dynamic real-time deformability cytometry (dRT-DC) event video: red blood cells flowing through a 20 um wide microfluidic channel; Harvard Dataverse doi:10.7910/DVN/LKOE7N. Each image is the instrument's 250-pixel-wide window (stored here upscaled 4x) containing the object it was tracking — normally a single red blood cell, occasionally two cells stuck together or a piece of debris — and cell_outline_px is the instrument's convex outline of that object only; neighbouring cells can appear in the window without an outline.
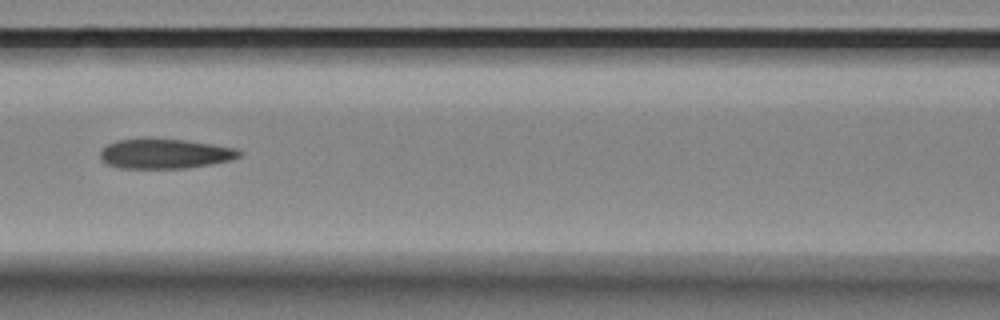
{"species": "Egyptian fruit bat (a non-hibernating species)", "species_latin": "Rousettus aegyptiacus", "temperature_condition": "room temperature", "stored_images_in_passage": 10, "camera_frame_rate_fps": 3000, "um_per_image_px": 0.085, "animal": {"sex": "female"}, "frame": {"image": 1, "passage_image": 7, "time_ms": 6.667, "image_size_px": [1000, 320], "cell_outline_px": [[244, 152], [240, 156], [228, 160], [188, 168], [120, 168], [108, 164], [100, 160], [100, 148], [116, 140], [140, 136], [148, 136], [184, 140], [212, 144], [236, 148]], "centroid_in_image_um": [13.93, 13.02], "position_along_channel_um": 152.7, "area_um2": 24.8}}
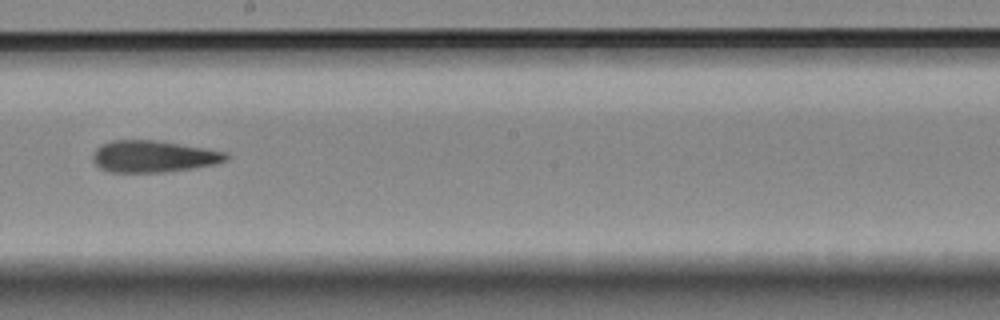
{"frame": {"image": 2, "passage_image": 9, "time_ms": 9.0, "image_size_px": [1000, 320], "cell_outline_px": [[228, 160], [216, 164], [164, 172], [112, 172], [100, 168], [92, 160], [92, 156], [96, 148], [112, 140], [156, 140], [204, 148], [224, 152], [228, 156]], "centroid_in_image_um": [13.02, 13.29], "position_along_channel_um": 235.2, "area_um2": 24.39}}
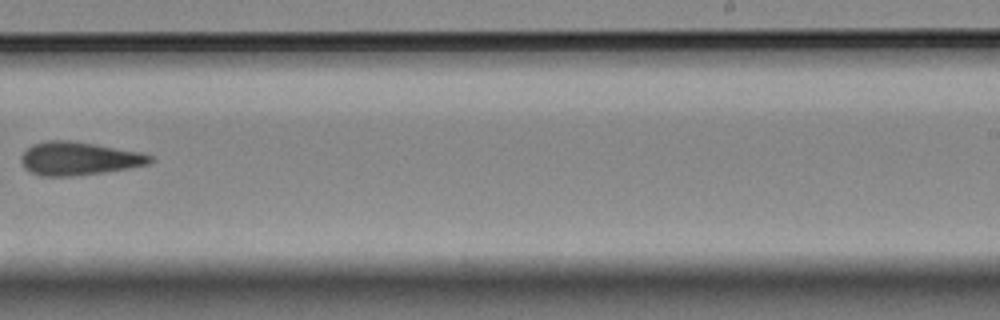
{"frame": {"image": 3, "passage_image": 10, "time_ms": 10.333, "image_size_px": [1000, 320], "cell_outline_px": [[156, 160], [148, 164], [128, 168], [104, 172], [72, 176], [40, 176], [24, 168], [20, 160], [20, 156], [32, 144], [44, 140], [72, 140], [140, 152], [152, 156]], "centroid_in_image_um": [6.68, 13.47], "position_along_channel_um": 282.3, "area_um2": 25.09}}